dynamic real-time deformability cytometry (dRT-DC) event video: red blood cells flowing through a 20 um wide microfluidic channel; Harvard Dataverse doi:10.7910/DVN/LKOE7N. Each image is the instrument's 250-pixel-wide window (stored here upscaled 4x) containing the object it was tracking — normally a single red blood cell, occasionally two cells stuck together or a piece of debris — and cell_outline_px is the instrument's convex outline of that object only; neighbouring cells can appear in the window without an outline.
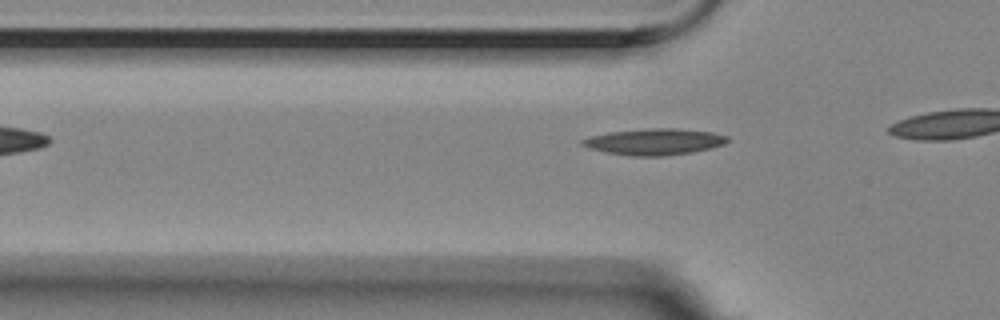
{"species": "Egyptian fruit bat (a non-hibernating species)", "species_latin": "Rousettus aegyptiacus", "temperature_condition": "room temperature", "stored_images_in_passage": 4, "camera_frame_rate_fps": 3000, "um_per_image_px": 0.085, "animal": {"sex": "female"}, "frame": {"image": 1, "passage_image": 4, "time_ms": 1.0, "image_size_px": [1000, 320], "cell_outline_px": [[728, 140], [724, 144], [712, 148], [692, 152], [660, 156], [632, 156], [608, 152], [588, 148], [580, 144], [580, 140], [592, 136], [608, 132], [644, 128], [676, 128], [712, 132], [728, 136]], "centroid_in_image_um": [55.62, 12.04], "position_along_channel_um": 70.2, "area_um2": 22.25}}